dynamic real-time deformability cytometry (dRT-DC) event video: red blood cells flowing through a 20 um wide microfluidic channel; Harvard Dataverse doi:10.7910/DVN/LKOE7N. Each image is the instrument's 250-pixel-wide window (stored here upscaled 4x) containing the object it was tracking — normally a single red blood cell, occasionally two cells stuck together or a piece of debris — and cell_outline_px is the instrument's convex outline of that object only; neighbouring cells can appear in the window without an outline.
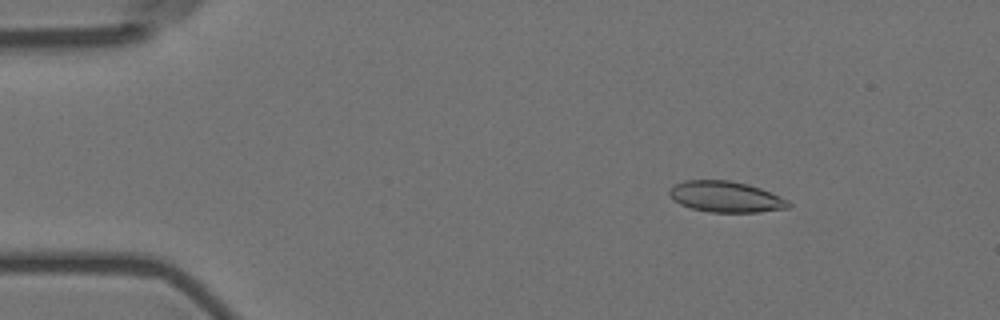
{"species": "Egyptian fruit bat (a non-hibernating species)", "species_latin": "Rousettus aegyptiacus", "temperature_condition": "room temperature", "stored_images_in_passage": 57, "camera_frame_rate_fps": 3000, "um_per_image_px": 0.085, "animal": {"sex": "female"}, "frame": {"image": 1, "passage_image": 8, "time_ms": 2.333, "image_size_px": [1000, 320], "cell_outline_px": [[792, 204], [788, 208], [760, 212], [708, 212], [692, 208], [680, 204], [672, 200], [668, 192], [676, 184], [684, 180], [728, 180], [748, 184], [760, 188], [780, 196], [788, 200]], "centroid_in_image_um": [61.7, 16.73], "position_along_channel_um": 23.3, "area_um2": 21.5}}
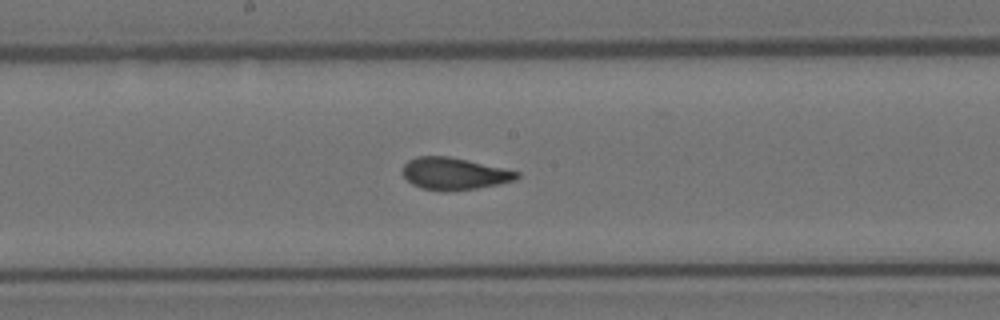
{"frame": {"image": 2, "passage_image": 30, "time_ms": 9.667, "image_size_px": [1000, 320], "cell_outline_px": [[520, 176], [516, 180], [500, 184], [476, 188], [444, 192], [420, 188], [412, 184], [404, 176], [404, 164], [408, 160], [416, 156], [448, 156], [468, 160], [520, 172]], "centroid_in_image_um": [38.62, 14.77], "position_along_channel_um": 209.6, "area_um2": 21.39}}
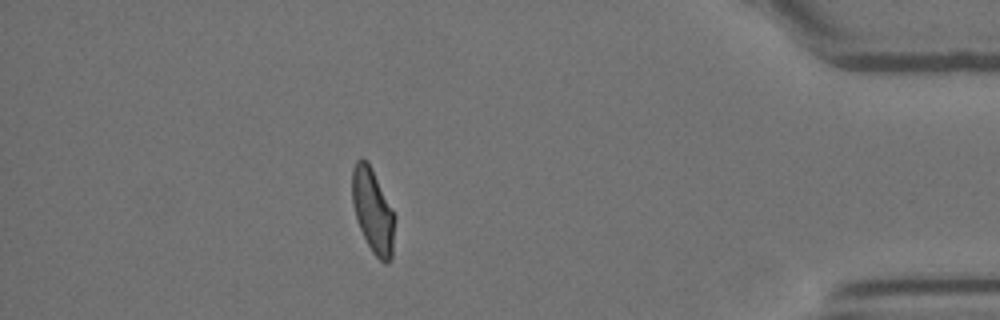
{"frame": {"image": 3, "passage_image": 50, "time_ms": 16.333, "image_size_px": [1000, 320], "cell_outline_px": [[396, 220], [392, 260], [388, 264], [384, 264], [372, 252], [356, 220], [352, 204], [352, 168], [356, 160], [360, 156], [368, 160], [396, 216]], "centroid_in_image_um": [31.71, 17.92], "position_along_channel_um": 403.5, "area_um2": 21.44}, "authors_computed_cell_mechanics": {"area_um2": 21.4438, "velocity_mm_per_s": 3.5699, "shape_relaxation_time_tau1_ms": 5.1599, "shape_relaxation_time_tau2_ms": 1.3227, "deformation_change_tau1": 0.1504, "deformation_change_tau2": 0.0718}}